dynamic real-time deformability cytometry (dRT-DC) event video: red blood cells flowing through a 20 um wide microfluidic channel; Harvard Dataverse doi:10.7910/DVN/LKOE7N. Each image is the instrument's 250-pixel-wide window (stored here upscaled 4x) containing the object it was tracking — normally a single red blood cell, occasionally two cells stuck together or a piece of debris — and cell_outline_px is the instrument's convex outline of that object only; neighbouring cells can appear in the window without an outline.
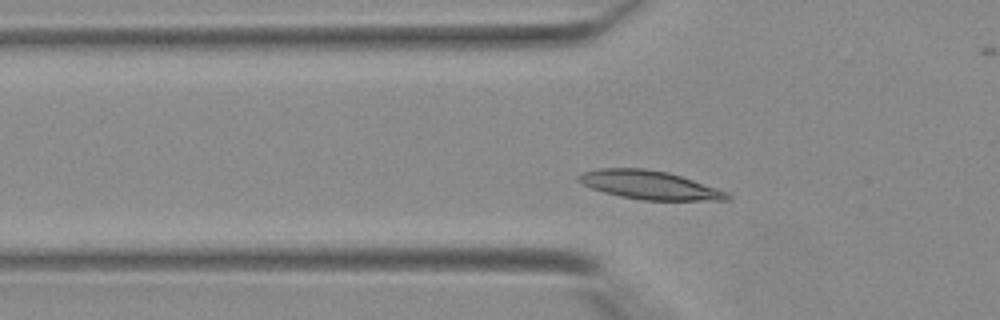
{"species": "Egyptian fruit bat (a non-hibernating species)", "species_latin": "Rousettus aegyptiacus", "temperature_condition": "warm", "stored_images_in_passage": 36, "camera_frame_rate_fps": 3000, "um_per_image_px": 0.085, "animal": {"sex": "female"}, "frame": {"image": 1, "passage_image": 8, "time_ms": 2.333, "image_size_px": [1000, 320], "cell_outline_px": [[732, 200], [644, 200], [620, 196], [604, 192], [592, 188], [576, 180], [576, 176], [584, 172], [600, 168], [644, 168], [668, 172], [728, 192], [732, 196]], "centroid_in_image_um": [55.21, 15.73], "position_along_channel_um": 70.6, "area_um2": 24.57}}
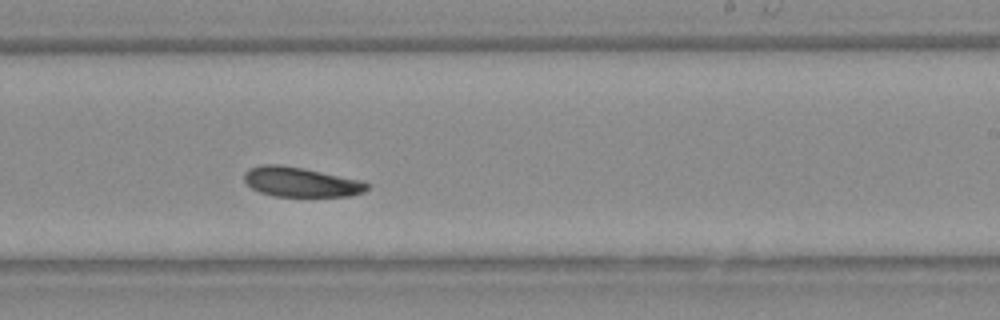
{"frame": {"image": 2, "passage_image": 20, "time_ms": 6.333, "image_size_px": [1000, 320], "cell_outline_px": [[372, 184], [364, 192], [352, 196], [272, 196], [260, 192], [252, 188], [244, 180], [244, 172], [248, 168], [264, 164], [276, 164], [300, 168], [364, 180]], "centroid_in_image_um": [25.61, 15.48], "position_along_channel_um": 263.4, "area_um2": 21.33}}
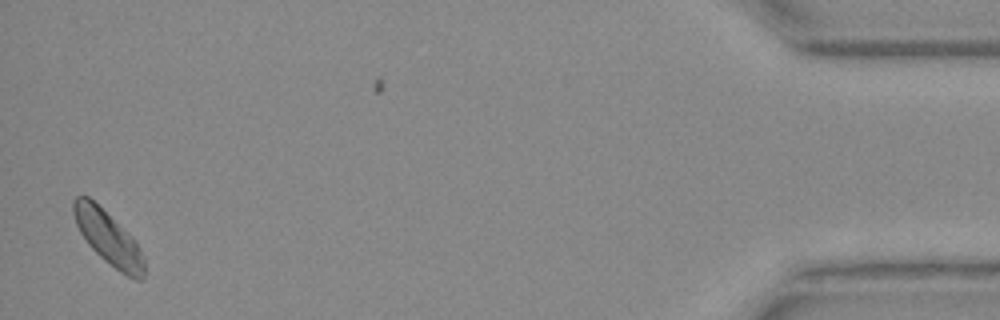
{"frame": {"image": 3, "passage_image": 35, "time_ms": 11.333, "image_size_px": [1000, 320], "cell_outline_px": [[144, 280], [136, 280], [120, 272], [104, 260], [88, 244], [80, 232], [76, 224], [72, 212], [72, 200], [76, 196], [88, 196], [136, 240], [144, 256]], "centroid_in_image_um": [9.21, 20.23], "position_along_channel_um": 426.0, "area_um2": 21.96}}